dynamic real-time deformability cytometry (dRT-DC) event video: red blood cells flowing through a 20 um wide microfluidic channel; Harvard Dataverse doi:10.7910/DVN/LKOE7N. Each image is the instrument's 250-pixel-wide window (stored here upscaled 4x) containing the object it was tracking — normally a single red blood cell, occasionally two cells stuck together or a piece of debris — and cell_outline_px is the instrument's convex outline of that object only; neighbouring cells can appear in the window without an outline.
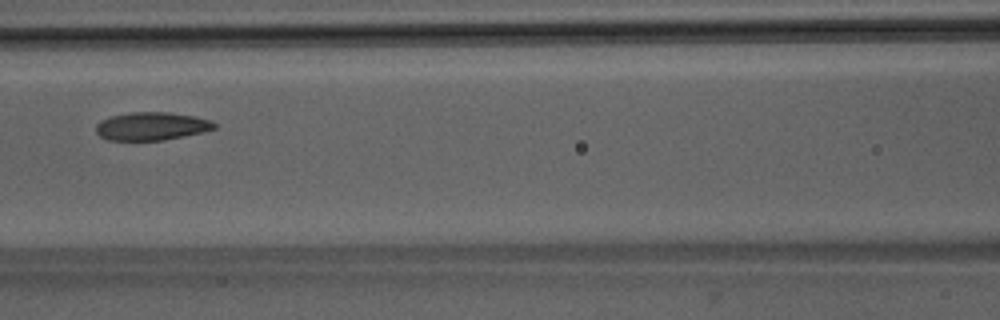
{"species": "Egyptian fruit bat (a non-hibernating species)", "species_latin": "Rousettus aegyptiacus", "temperature_condition": "room temperature", "stored_images_in_passage": 36, "camera_frame_rate_fps": 3000, "um_per_image_px": 0.085, "animal": {"sex": "male"}, "frame": {"image": 1, "passage_image": 8, "time_ms": 2.333, "image_size_px": [1000, 320], "cell_outline_px": [[216, 128], [200, 132], [164, 140], [108, 140], [100, 136], [96, 132], [96, 124], [100, 120], [112, 116], [132, 112], [168, 112], [192, 116], [208, 120], [216, 124]], "centroid_in_image_um": [12.83, 10.73], "position_along_channel_um": 153.8, "area_um2": 19.07}}
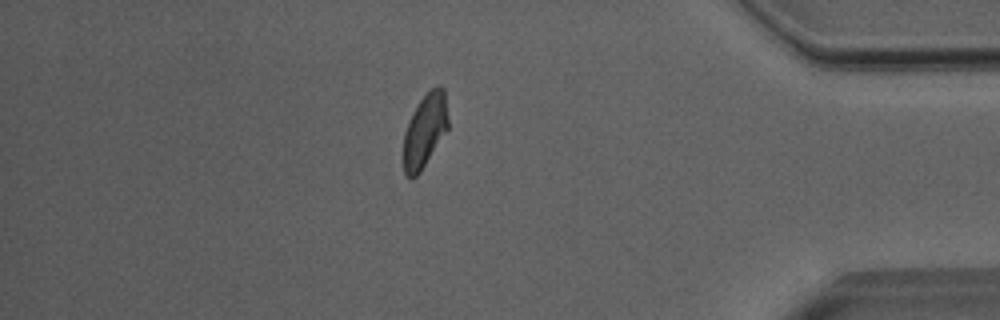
{"frame": {"image": 2, "passage_image": 29, "time_ms": 9.333, "image_size_px": [1000, 320], "cell_outline_px": [[448, 128], [420, 172], [412, 180], [404, 176], [404, 132], [412, 112], [420, 100], [436, 84], [440, 84], [444, 88], [448, 120]], "centroid_in_image_um": [36.1, 11.1], "position_along_channel_um": 399.1, "area_um2": 19.07}}
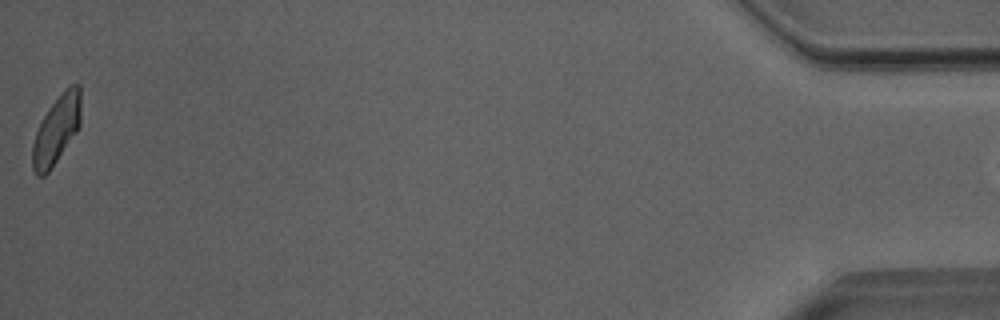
{"frame": {"image": 3, "passage_image": 36, "time_ms": 11.667, "image_size_px": [1000, 320], "cell_outline_px": [[80, 124], [76, 132], [48, 172], [44, 176], [36, 176], [32, 168], [32, 144], [36, 132], [48, 108], [64, 88], [72, 84], [80, 84]], "centroid_in_image_um": [4.79, 11.01], "position_along_channel_um": 430.4, "area_um2": 19.07}, "authors_computed_cell_mechanics": {"area_um2": 19.4208, "velocity_mm_per_s": 3.9998, "shape_relaxation_time_tau1_ms": 5.6477, "shape_relaxation_time_tau2_ms": 1.8739, "deformation_change_tau1": 0.1416, "deformation_change_tau2": 0.0693}}